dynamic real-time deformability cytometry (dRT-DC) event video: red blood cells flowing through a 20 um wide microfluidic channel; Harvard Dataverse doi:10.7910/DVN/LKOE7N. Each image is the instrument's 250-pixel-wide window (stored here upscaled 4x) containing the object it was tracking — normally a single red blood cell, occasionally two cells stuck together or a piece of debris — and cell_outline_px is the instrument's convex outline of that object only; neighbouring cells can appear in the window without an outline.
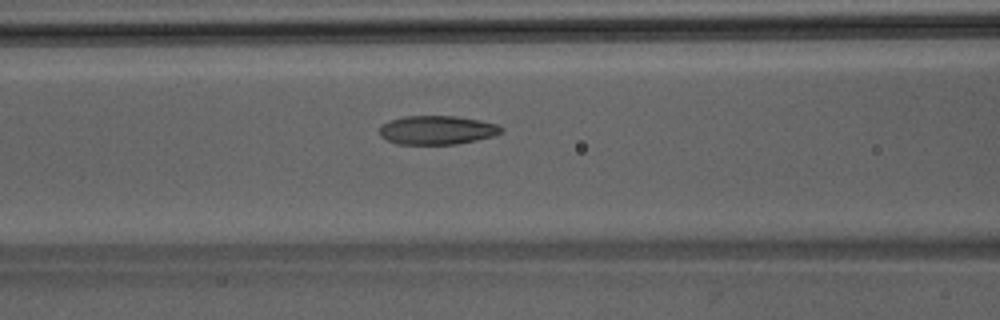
{"species": "Egyptian fruit bat (a non-hibernating species)", "species_latin": "Rousettus aegyptiacus", "temperature_condition": "room temperature", "stored_images_in_passage": 35, "camera_frame_rate_fps": 3000, "um_per_image_px": 0.085, "animal": {"sex": "male"}, "frame": {"image": 1, "passage_image": 7, "time_ms": 2.0, "image_size_px": [1000, 320], "cell_outline_px": [[504, 132], [492, 136], [476, 140], [456, 144], [396, 144], [380, 136], [380, 128], [388, 120], [404, 116], [456, 116], [480, 120], [500, 124], [504, 128]], "centroid_in_image_um": [37.19, 11.05], "position_along_channel_um": 129.4, "area_um2": 20.58}}
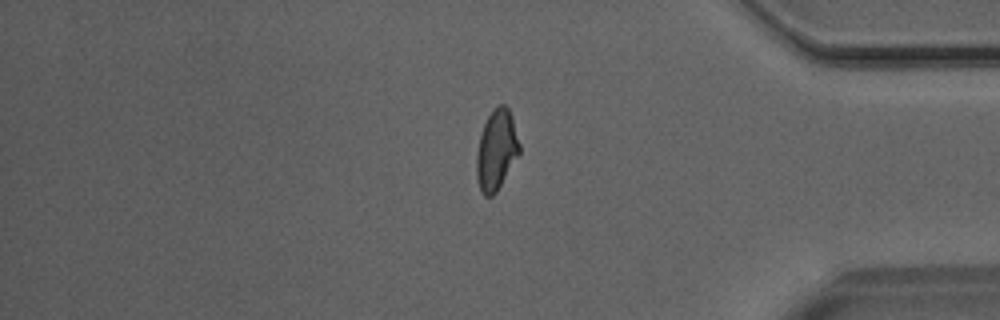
{"frame": {"image": 2, "passage_image": 27, "time_ms": 8.667, "image_size_px": [1000, 320], "cell_outline_px": [[520, 152], [496, 192], [492, 196], [484, 196], [480, 192], [476, 176], [476, 156], [480, 136], [484, 124], [492, 108], [500, 104], [504, 104], [508, 108], [512, 116], [520, 144]], "centroid_in_image_um": [42.19, 12.74], "position_along_channel_um": 393.0, "area_um2": 20.06}}
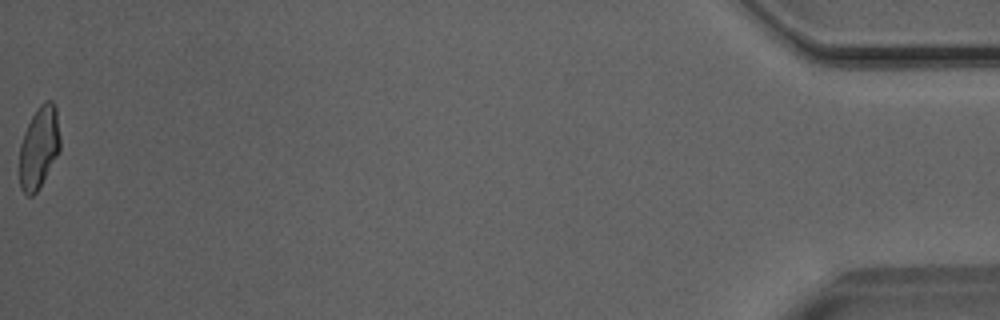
{"frame": {"image": 3, "passage_image": 35, "time_ms": 11.333, "image_size_px": [1000, 320], "cell_outline_px": [[60, 152], [36, 192], [32, 196], [28, 196], [20, 188], [20, 144], [24, 132], [32, 116], [40, 104], [44, 100], [52, 100], [56, 104], [60, 136]], "centroid_in_image_um": [3.34, 12.49], "position_along_channel_um": 431.9, "area_um2": 19.54}}